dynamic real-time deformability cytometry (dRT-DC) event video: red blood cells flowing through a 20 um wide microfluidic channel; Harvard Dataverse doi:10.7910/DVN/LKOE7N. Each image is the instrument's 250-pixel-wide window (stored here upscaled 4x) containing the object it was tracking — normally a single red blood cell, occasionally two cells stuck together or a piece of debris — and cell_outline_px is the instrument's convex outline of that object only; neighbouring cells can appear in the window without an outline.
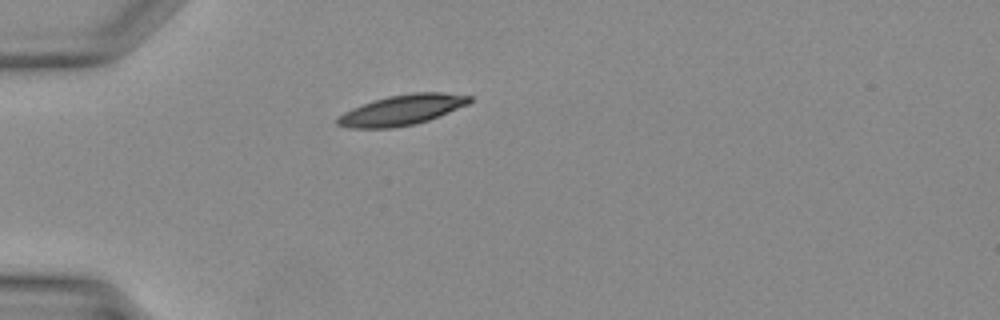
{"species": "Egyptian fruit bat (a non-hibernating species)", "species_latin": "Rousettus aegyptiacus", "temperature_condition": "warm", "stored_images_in_passage": 29, "camera_frame_rate_fps": 3000, "um_per_image_px": 0.085, "animal": {"sex": "female"}, "frame": {"image": 1, "passage_image": 1, "time_ms": 0.0, "image_size_px": [1000, 320], "cell_outline_px": [[472, 100], [468, 104], [428, 120], [412, 124], [392, 128], [352, 128], [336, 124], [336, 120], [344, 112], [352, 108], [372, 100], [388, 96], [412, 92], [444, 92], [472, 96]], "centroid_in_image_um": [34.17, 9.33], "position_along_channel_um": 50.8, "area_um2": 23.18}}
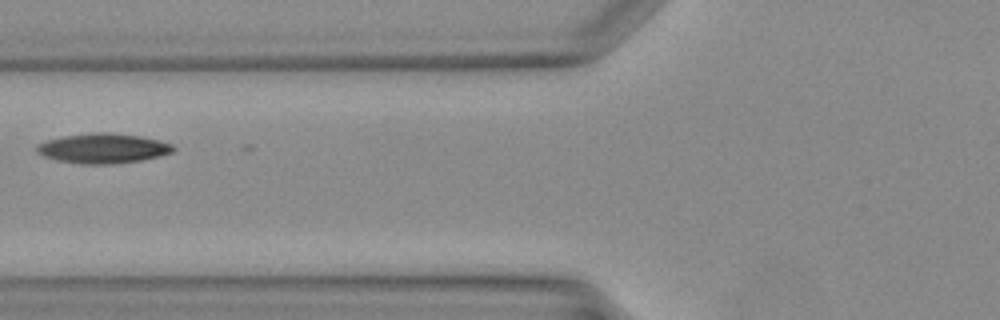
{"frame": {"image": 2, "passage_image": 6, "time_ms": 1.667, "image_size_px": [1000, 320], "cell_outline_px": [[176, 148], [172, 152], [160, 156], [140, 160], [112, 164], [80, 164], [60, 160], [44, 156], [36, 152], [36, 144], [44, 140], [64, 136], [88, 132], [112, 132], [140, 136], [160, 140], [172, 144]], "centroid_in_image_um": [8.75, 12.59], "position_along_channel_um": 117.1, "area_um2": 23.93}}
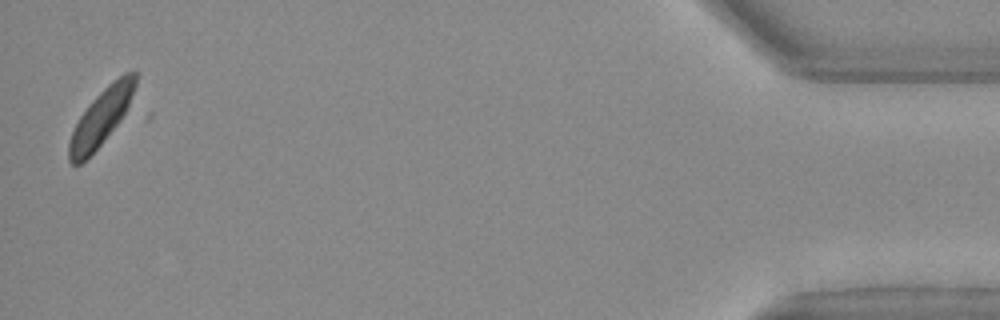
{"frame": {"image": 3, "passage_image": 29, "time_ms": 9.333, "image_size_px": [1000, 320], "cell_outline_px": [[136, 84], [128, 108], [120, 120], [100, 144], [80, 164], [72, 164], [68, 160], [68, 144], [72, 132], [80, 116], [88, 104], [112, 80], [124, 72], [136, 72]], "centroid_in_image_um": [8.59, 9.94], "position_along_channel_um": 426.6, "area_um2": 21.33}}